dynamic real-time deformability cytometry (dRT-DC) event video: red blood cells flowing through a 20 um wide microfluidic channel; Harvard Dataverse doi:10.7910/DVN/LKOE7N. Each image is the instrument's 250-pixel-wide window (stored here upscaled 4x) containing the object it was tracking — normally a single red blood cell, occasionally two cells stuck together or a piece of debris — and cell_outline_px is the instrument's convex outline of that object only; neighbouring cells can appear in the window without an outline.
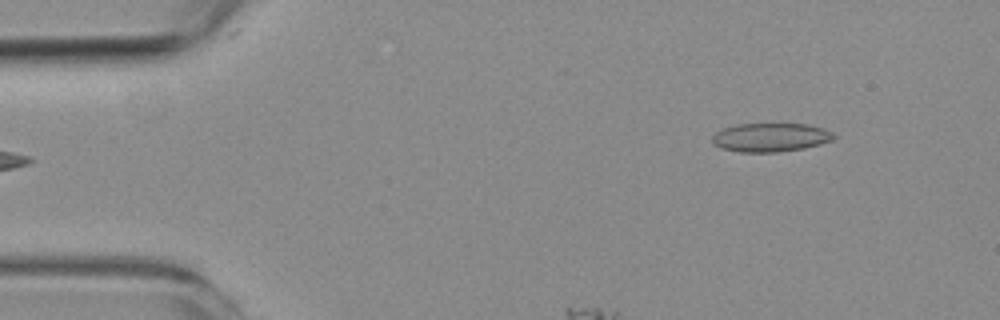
{"species": "common noctule bat (a hibernating species)", "species_latin": "Nyctalus noctula", "temperature_condition": "room temperature", "stored_images_in_passage": 14, "segment_of_instrument_passage": [1, 2], "camera_frame_rate_fps": 3000, "um_per_image_px": 0.085, "animal": {"sex": "female", "body_mass_g": 19.3, "forearm_length_mm": 54.1}, "frame": {"image": 1, "passage_image": 1, "time_ms": 0.0, "image_size_px": [1000, 320], "cell_outline_px": [[836, 136], [832, 140], [820, 144], [804, 148], [780, 152], [740, 152], [720, 148], [712, 144], [712, 136], [716, 132], [724, 128], [740, 124], [808, 124], [824, 128], [832, 132]], "centroid_in_image_um": [65.5, 11.68], "position_along_channel_um": 19.5, "area_um2": 20.4}}